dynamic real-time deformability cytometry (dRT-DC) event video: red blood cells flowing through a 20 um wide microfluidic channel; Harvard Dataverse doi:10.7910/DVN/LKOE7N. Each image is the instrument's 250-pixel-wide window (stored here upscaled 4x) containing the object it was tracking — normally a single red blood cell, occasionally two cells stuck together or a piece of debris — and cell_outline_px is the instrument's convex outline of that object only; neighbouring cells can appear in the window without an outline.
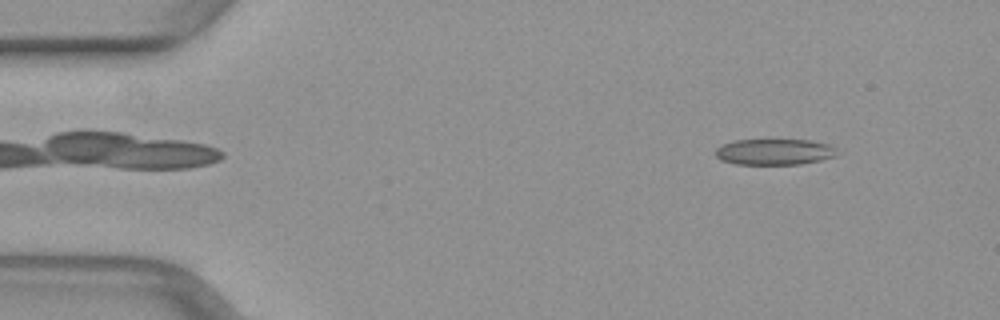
{"species": "common noctule bat (a hibernating species)", "species_latin": "Nyctalus noctula", "temperature_condition": "warm", "stored_images_in_passage": 43, "camera_frame_rate_fps": 3000, "um_per_image_px": 0.085, "animal": {"sex": "female", "body_mass_g": 29.2, "forearm_length_mm": 56.3}, "frame": {"image": 1, "passage_image": 5, "time_ms": 1.333, "image_size_px": [1000, 320], "cell_outline_px": [[836, 156], [820, 160], [800, 164], [736, 164], [720, 160], [716, 156], [716, 148], [724, 144], [736, 140], [808, 140], [828, 144], [836, 148]], "centroid_in_image_um": [65.82, 12.91], "position_along_channel_um": 19.2, "area_um2": 18.26}}
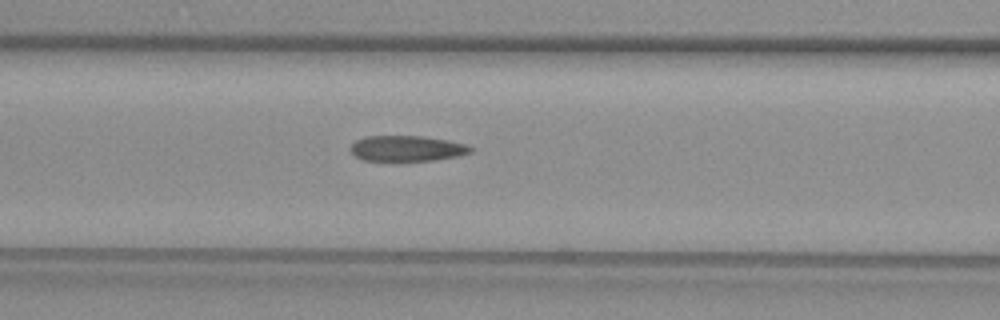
{"frame": {"image": 2, "passage_image": 20, "time_ms": 6.333, "image_size_px": [1000, 320], "cell_outline_px": [[476, 148], [472, 152], [460, 156], [436, 160], [364, 160], [356, 156], [348, 148], [356, 140], [364, 136], [424, 136], [448, 140], [468, 144]], "centroid_in_image_um": [34.66, 12.6], "position_along_channel_um": 131.9, "area_um2": 18.09}}
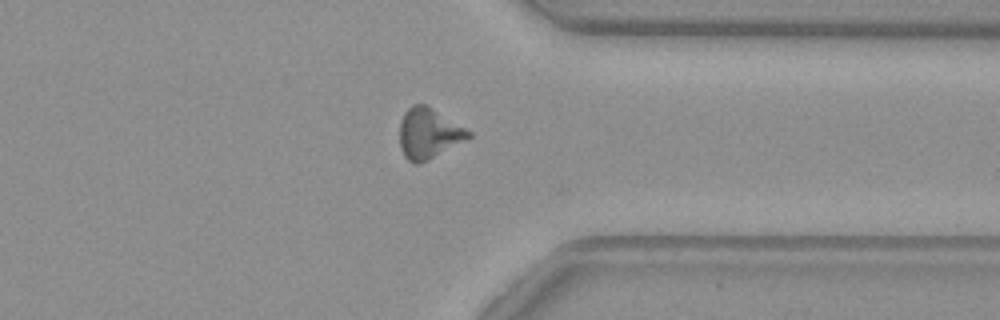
{"frame": {"image": 3, "passage_image": 38, "time_ms": 12.333, "image_size_px": [1000, 320], "cell_outline_px": [[472, 136], [428, 160], [420, 164], [412, 164], [404, 156], [400, 148], [400, 120], [404, 112], [412, 104], [424, 104], [472, 132]], "centroid_in_image_um": [36.39, 11.36], "position_along_channel_um": 375.0, "area_um2": 20.0}}